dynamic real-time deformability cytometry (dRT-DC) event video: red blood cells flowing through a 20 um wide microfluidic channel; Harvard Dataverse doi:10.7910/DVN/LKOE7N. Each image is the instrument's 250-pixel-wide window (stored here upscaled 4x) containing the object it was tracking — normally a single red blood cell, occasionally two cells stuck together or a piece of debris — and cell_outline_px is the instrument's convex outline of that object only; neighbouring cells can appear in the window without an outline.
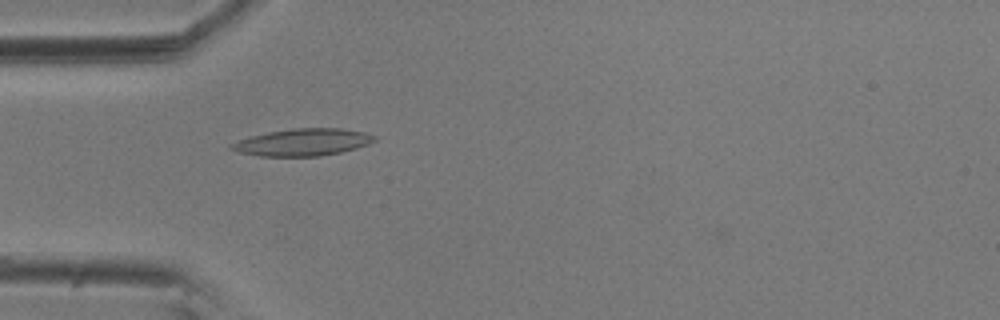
{"species": "common noctule bat (a hibernating species)", "species_latin": "Nyctalus noctula", "temperature_condition": "room temperature", "stored_images_in_passage": 37, "camera_frame_rate_fps": 3000, "um_per_image_px": 0.085, "animal": {"sex": "male", "body_mass_g": 20.5, "forearm_length_mm": 52.5}, "frame": {"image": 1, "passage_image": 4, "time_ms": 1.0, "image_size_px": [1000, 320], "cell_outline_px": [[376, 140], [368, 144], [356, 148], [340, 152], [320, 156], [260, 156], [240, 152], [228, 148], [228, 144], [252, 136], [268, 132], [292, 128], [340, 128], [364, 132], [376, 136]], "centroid_in_image_um": [25.73, 12.09], "position_along_channel_um": 59.3, "area_um2": 22.48}}
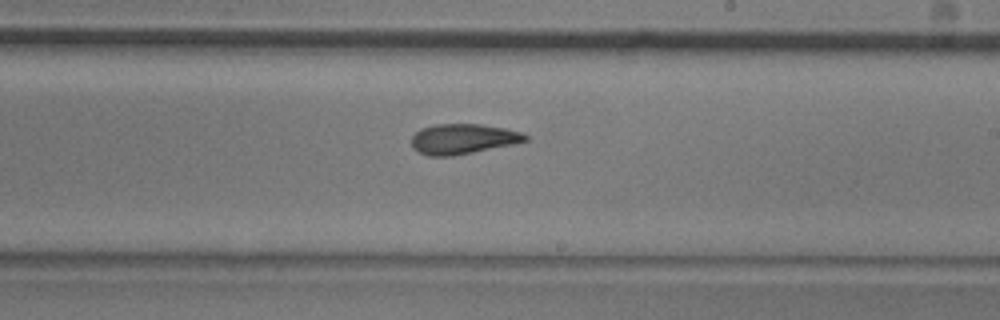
{"frame": {"image": 2, "passage_image": 20, "time_ms": 6.333, "image_size_px": [1000, 320], "cell_outline_px": [[528, 140], [516, 144], [452, 156], [428, 156], [412, 148], [412, 136], [420, 128], [436, 124], [480, 124], [504, 128], [520, 132], [528, 136]], "centroid_in_image_um": [39.35, 11.81], "position_along_channel_um": 249.7, "area_um2": 20.06}}
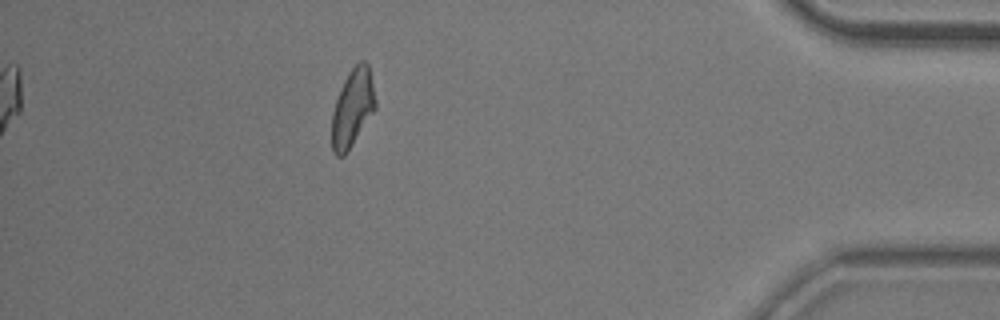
{"frame": {"image": 3, "passage_image": 37, "time_ms": 12.0, "image_size_px": [1000, 320], "cell_outline_px": [[376, 108], [344, 156], [336, 156], [332, 152], [332, 112], [340, 88], [348, 72], [360, 60], [364, 60], [368, 64], [376, 100]], "centroid_in_image_um": [29.96, 9.16], "position_along_channel_um": 405.2, "area_um2": 19.59}, "authors_computed_cell_mechanics": {"area_um2": 20.1722, "velocity_mm_per_s": 3.5971, "shape_relaxation_time_tau1_ms": 5.3551, "shape_relaxation_time_tau2_ms": 4.5082, "deformation_change_tau1": 0.1665, "deformation_change_tau2": 0.1338}}